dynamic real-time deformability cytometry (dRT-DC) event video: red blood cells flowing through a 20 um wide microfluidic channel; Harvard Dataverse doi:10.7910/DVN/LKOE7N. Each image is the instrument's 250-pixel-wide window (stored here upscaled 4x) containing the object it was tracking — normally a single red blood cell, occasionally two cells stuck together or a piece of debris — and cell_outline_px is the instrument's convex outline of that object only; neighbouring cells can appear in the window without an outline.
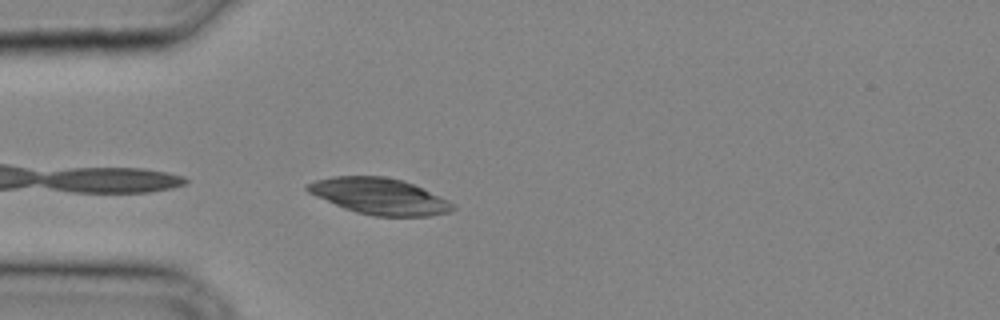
{"species": "common noctule bat (a hibernating species)", "species_latin": "Nyctalus noctula", "temperature_condition": "cold", "stored_images_in_passage": 6, "camera_frame_rate_fps": 3000, "um_per_image_px": 0.085, "animal": {"sex": "male", "body_mass_g": 20.4}, "frame": {"image": 1, "passage_image": 1, "time_ms": 0.0, "image_size_px": [1000, 320], "cell_outline_px": [[456, 208], [448, 212], [428, 216], [376, 216], [356, 212], [344, 208], [316, 196], [308, 192], [304, 188], [308, 184], [316, 180], [332, 176], [384, 176], [404, 180], [448, 200], [456, 204]], "centroid_in_image_um": [32.26, 16.67], "position_along_channel_um": 52.7, "area_um2": 30.52}}
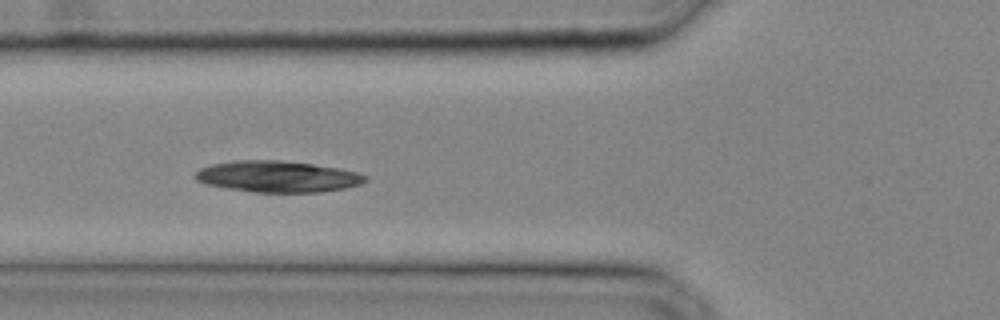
{"frame": {"image": 2, "passage_image": 4, "time_ms": 1.0, "image_size_px": [1000, 320], "cell_outline_px": [[368, 180], [360, 184], [344, 188], [320, 192], [252, 192], [228, 188], [208, 184], [196, 180], [196, 172], [200, 168], [212, 164], [236, 160], [280, 160], [312, 164], [340, 168], [356, 172], [368, 176]], "centroid_in_image_um": [23.62, 15.0], "position_along_channel_um": 102.2, "area_um2": 30.87}}
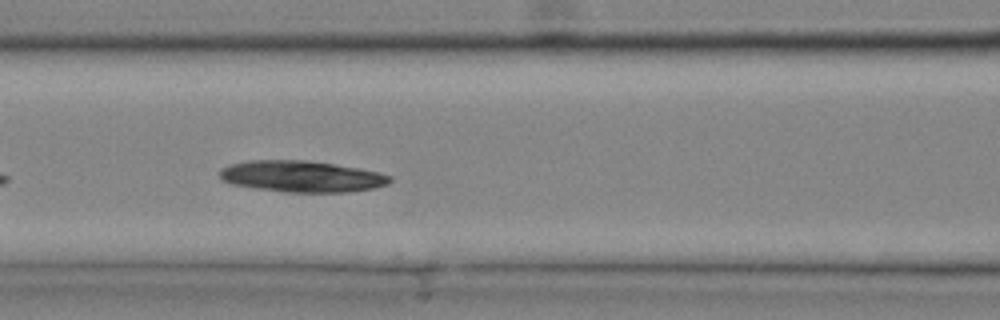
{"frame": {"image": 3, "passage_image": 6, "time_ms": 1.667, "image_size_px": [1000, 320], "cell_outline_px": [[392, 180], [388, 184], [372, 188], [348, 192], [284, 192], [256, 188], [232, 184], [224, 180], [220, 176], [220, 168], [228, 164], [248, 160], [304, 160], [332, 164], [356, 168], [376, 172], [392, 176]], "centroid_in_image_um": [25.6, 14.99], "position_along_channel_um": 141.0, "area_um2": 30.87}}